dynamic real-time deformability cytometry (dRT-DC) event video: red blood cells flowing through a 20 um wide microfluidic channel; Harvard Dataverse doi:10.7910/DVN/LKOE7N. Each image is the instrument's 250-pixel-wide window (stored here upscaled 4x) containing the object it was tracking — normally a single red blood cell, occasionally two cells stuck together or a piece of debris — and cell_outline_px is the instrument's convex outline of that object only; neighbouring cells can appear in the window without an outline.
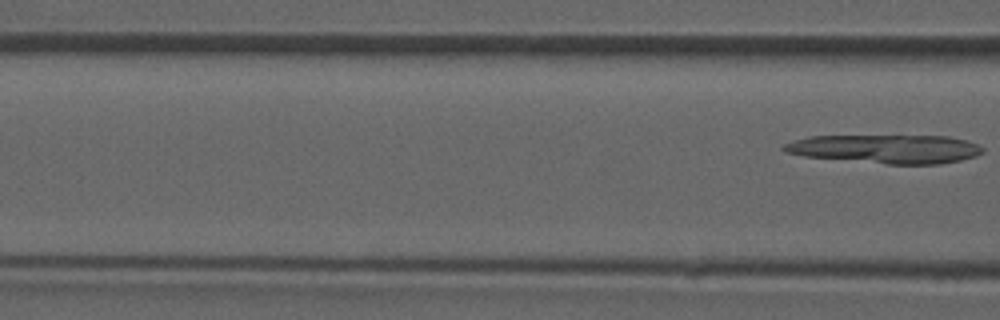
{"species": "common noctule bat (a hibernating species)", "species_latin": "Nyctalus noctula", "temperature_condition": "room temperature", "stored_images_in_passage": 4, "camera_frame_rate_fps": 3000, "um_per_image_px": 0.085, "animal": {"sex": "male", "forearm_length_mm": 52.5}, "frame": {"image": 1, "passage_image": 4, "time_ms": 4.0, "image_size_px": [1000, 320], "cell_outline_px": [[984, 152], [976, 156], [960, 160], [940, 164], [888, 164], [804, 156], [784, 152], [780, 148], [784, 144], [792, 140], [812, 136], [948, 136], [964, 140], [976, 144], [984, 148]], "centroid_in_image_um": [75.27, 12.66], "position_along_channel_um": 91.3, "area_um2": 33.18}}